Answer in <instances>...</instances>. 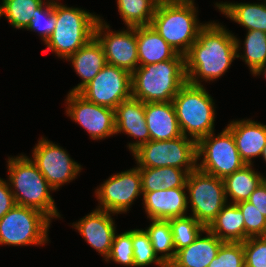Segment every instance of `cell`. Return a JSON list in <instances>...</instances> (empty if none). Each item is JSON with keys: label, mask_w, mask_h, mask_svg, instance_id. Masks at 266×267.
Instances as JSON below:
<instances>
[{"label": "cell", "mask_w": 266, "mask_h": 267, "mask_svg": "<svg viewBox=\"0 0 266 267\" xmlns=\"http://www.w3.org/2000/svg\"><path fill=\"white\" fill-rule=\"evenodd\" d=\"M245 224V240L250 237H266V218L248 201L237 203Z\"/></svg>", "instance_id": "obj_37"}, {"label": "cell", "mask_w": 266, "mask_h": 267, "mask_svg": "<svg viewBox=\"0 0 266 267\" xmlns=\"http://www.w3.org/2000/svg\"><path fill=\"white\" fill-rule=\"evenodd\" d=\"M208 267H245L243 242H223Z\"/></svg>", "instance_id": "obj_36"}, {"label": "cell", "mask_w": 266, "mask_h": 267, "mask_svg": "<svg viewBox=\"0 0 266 267\" xmlns=\"http://www.w3.org/2000/svg\"><path fill=\"white\" fill-rule=\"evenodd\" d=\"M189 246L176 252L174 260L183 267H208L209 263L217 256L221 241L208 228Z\"/></svg>", "instance_id": "obj_23"}, {"label": "cell", "mask_w": 266, "mask_h": 267, "mask_svg": "<svg viewBox=\"0 0 266 267\" xmlns=\"http://www.w3.org/2000/svg\"><path fill=\"white\" fill-rule=\"evenodd\" d=\"M139 168L176 167L188 173L197 168V142L184 135L171 140L149 142L133 153Z\"/></svg>", "instance_id": "obj_7"}, {"label": "cell", "mask_w": 266, "mask_h": 267, "mask_svg": "<svg viewBox=\"0 0 266 267\" xmlns=\"http://www.w3.org/2000/svg\"><path fill=\"white\" fill-rule=\"evenodd\" d=\"M262 185L266 188V177L262 174Z\"/></svg>", "instance_id": "obj_45"}, {"label": "cell", "mask_w": 266, "mask_h": 267, "mask_svg": "<svg viewBox=\"0 0 266 267\" xmlns=\"http://www.w3.org/2000/svg\"><path fill=\"white\" fill-rule=\"evenodd\" d=\"M44 2V0H2L0 17L5 16L13 28L26 29L33 18V13Z\"/></svg>", "instance_id": "obj_30"}, {"label": "cell", "mask_w": 266, "mask_h": 267, "mask_svg": "<svg viewBox=\"0 0 266 267\" xmlns=\"http://www.w3.org/2000/svg\"><path fill=\"white\" fill-rule=\"evenodd\" d=\"M142 196L147 192L186 188L188 172L176 167L139 168Z\"/></svg>", "instance_id": "obj_26"}, {"label": "cell", "mask_w": 266, "mask_h": 267, "mask_svg": "<svg viewBox=\"0 0 266 267\" xmlns=\"http://www.w3.org/2000/svg\"><path fill=\"white\" fill-rule=\"evenodd\" d=\"M79 94L89 102L115 109L132 97L131 73L106 64Z\"/></svg>", "instance_id": "obj_11"}, {"label": "cell", "mask_w": 266, "mask_h": 267, "mask_svg": "<svg viewBox=\"0 0 266 267\" xmlns=\"http://www.w3.org/2000/svg\"><path fill=\"white\" fill-rule=\"evenodd\" d=\"M66 114L82 126L93 140L115 135V110L87 101L79 93L69 92Z\"/></svg>", "instance_id": "obj_15"}, {"label": "cell", "mask_w": 266, "mask_h": 267, "mask_svg": "<svg viewBox=\"0 0 266 267\" xmlns=\"http://www.w3.org/2000/svg\"><path fill=\"white\" fill-rule=\"evenodd\" d=\"M245 267H266V237H250L243 242Z\"/></svg>", "instance_id": "obj_38"}, {"label": "cell", "mask_w": 266, "mask_h": 267, "mask_svg": "<svg viewBox=\"0 0 266 267\" xmlns=\"http://www.w3.org/2000/svg\"><path fill=\"white\" fill-rule=\"evenodd\" d=\"M101 17L96 23L94 37L101 44L106 63L125 69L131 74L139 66L136 27L112 31Z\"/></svg>", "instance_id": "obj_14"}, {"label": "cell", "mask_w": 266, "mask_h": 267, "mask_svg": "<svg viewBox=\"0 0 266 267\" xmlns=\"http://www.w3.org/2000/svg\"><path fill=\"white\" fill-rule=\"evenodd\" d=\"M227 128L235 139L242 160L246 165H253L252 159L260 157L266 146V125L242 119L231 121Z\"/></svg>", "instance_id": "obj_19"}, {"label": "cell", "mask_w": 266, "mask_h": 267, "mask_svg": "<svg viewBox=\"0 0 266 267\" xmlns=\"http://www.w3.org/2000/svg\"><path fill=\"white\" fill-rule=\"evenodd\" d=\"M114 110L115 134L122 132L137 139L127 146L131 153L150 141L143 101L131 97L122 101Z\"/></svg>", "instance_id": "obj_17"}, {"label": "cell", "mask_w": 266, "mask_h": 267, "mask_svg": "<svg viewBox=\"0 0 266 267\" xmlns=\"http://www.w3.org/2000/svg\"><path fill=\"white\" fill-rule=\"evenodd\" d=\"M150 140L165 141L182 136L172 101L145 103Z\"/></svg>", "instance_id": "obj_20"}, {"label": "cell", "mask_w": 266, "mask_h": 267, "mask_svg": "<svg viewBox=\"0 0 266 267\" xmlns=\"http://www.w3.org/2000/svg\"><path fill=\"white\" fill-rule=\"evenodd\" d=\"M134 267L159 265L161 259L155 254L150 238L144 229L132 230Z\"/></svg>", "instance_id": "obj_33"}, {"label": "cell", "mask_w": 266, "mask_h": 267, "mask_svg": "<svg viewBox=\"0 0 266 267\" xmlns=\"http://www.w3.org/2000/svg\"><path fill=\"white\" fill-rule=\"evenodd\" d=\"M139 66L173 59L178 53L151 26H137Z\"/></svg>", "instance_id": "obj_22"}, {"label": "cell", "mask_w": 266, "mask_h": 267, "mask_svg": "<svg viewBox=\"0 0 266 267\" xmlns=\"http://www.w3.org/2000/svg\"><path fill=\"white\" fill-rule=\"evenodd\" d=\"M263 3L216 2L215 6L226 17L246 28L247 31L266 32V0Z\"/></svg>", "instance_id": "obj_24"}, {"label": "cell", "mask_w": 266, "mask_h": 267, "mask_svg": "<svg viewBox=\"0 0 266 267\" xmlns=\"http://www.w3.org/2000/svg\"><path fill=\"white\" fill-rule=\"evenodd\" d=\"M156 4L174 3L181 0H153Z\"/></svg>", "instance_id": "obj_43"}, {"label": "cell", "mask_w": 266, "mask_h": 267, "mask_svg": "<svg viewBox=\"0 0 266 267\" xmlns=\"http://www.w3.org/2000/svg\"><path fill=\"white\" fill-rule=\"evenodd\" d=\"M9 186L17 205L36 209L50 220L60 218L50 192L54 189L26 155L8 157Z\"/></svg>", "instance_id": "obj_3"}, {"label": "cell", "mask_w": 266, "mask_h": 267, "mask_svg": "<svg viewBox=\"0 0 266 267\" xmlns=\"http://www.w3.org/2000/svg\"><path fill=\"white\" fill-rule=\"evenodd\" d=\"M158 267H183L179 265L175 260H161Z\"/></svg>", "instance_id": "obj_41"}, {"label": "cell", "mask_w": 266, "mask_h": 267, "mask_svg": "<svg viewBox=\"0 0 266 267\" xmlns=\"http://www.w3.org/2000/svg\"><path fill=\"white\" fill-rule=\"evenodd\" d=\"M172 103L181 132L185 137L190 136L198 142L214 131L215 103L203 85L186 82L173 98Z\"/></svg>", "instance_id": "obj_6"}, {"label": "cell", "mask_w": 266, "mask_h": 267, "mask_svg": "<svg viewBox=\"0 0 266 267\" xmlns=\"http://www.w3.org/2000/svg\"><path fill=\"white\" fill-rule=\"evenodd\" d=\"M31 160L55 191L74 180L82 169L65 149L44 137L33 148Z\"/></svg>", "instance_id": "obj_13"}, {"label": "cell", "mask_w": 266, "mask_h": 267, "mask_svg": "<svg viewBox=\"0 0 266 267\" xmlns=\"http://www.w3.org/2000/svg\"><path fill=\"white\" fill-rule=\"evenodd\" d=\"M172 234L175 252L193 243L206 227L193 216H184L168 219Z\"/></svg>", "instance_id": "obj_32"}, {"label": "cell", "mask_w": 266, "mask_h": 267, "mask_svg": "<svg viewBox=\"0 0 266 267\" xmlns=\"http://www.w3.org/2000/svg\"><path fill=\"white\" fill-rule=\"evenodd\" d=\"M247 201L253 204V206H255L266 218V188L262 185V183L249 196Z\"/></svg>", "instance_id": "obj_40"}, {"label": "cell", "mask_w": 266, "mask_h": 267, "mask_svg": "<svg viewBox=\"0 0 266 267\" xmlns=\"http://www.w3.org/2000/svg\"><path fill=\"white\" fill-rule=\"evenodd\" d=\"M201 157L202 161L197 164V168L221 179L246 165L227 127L217 136L213 131L197 142V160H201Z\"/></svg>", "instance_id": "obj_10"}, {"label": "cell", "mask_w": 266, "mask_h": 267, "mask_svg": "<svg viewBox=\"0 0 266 267\" xmlns=\"http://www.w3.org/2000/svg\"><path fill=\"white\" fill-rule=\"evenodd\" d=\"M67 61H71L75 72L82 79V82L69 91L72 93H79L107 64L103 48L95 37L78 49Z\"/></svg>", "instance_id": "obj_21"}, {"label": "cell", "mask_w": 266, "mask_h": 267, "mask_svg": "<svg viewBox=\"0 0 266 267\" xmlns=\"http://www.w3.org/2000/svg\"><path fill=\"white\" fill-rule=\"evenodd\" d=\"M261 157H262L263 160L266 162V146H265L264 149L262 150Z\"/></svg>", "instance_id": "obj_44"}, {"label": "cell", "mask_w": 266, "mask_h": 267, "mask_svg": "<svg viewBox=\"0 0 266 267\" xmlns=\"http://www.w3.org/2000/svg\"><path fill=\"white\" fill-rule=\"evenodd\" d=\"M117 264L134 267L133 246H132V230L114 235L113 243L106 259Z\"/></svg>", "instance_id": "obj_35"}, {"label": "cell", "mask_w": 266, "mask_h": 267, "mask_svg": "<svg viewBox=\"0 0 266 267\" xmlns=\"http://www.w3.org/2000/svg\"><path fill=\"white\" fill-rule=\"evenodd\" d=\"M151 222L152 223L145 231L150 238L155 254L161 260H174L176 252L173 245V234L169 221L151 220ZM159 253L162 254L159 256Z\"/></svg>", "instance_id": "obj_31"}, {"label": "cell", "mask_w": 266, "mask_h": 267, "mask_svg": "<svg viewBox=\"0 0 266 267\" xmlns=\"http://www.w3.org/2000/svg\"><path fill=\"white\" fill-rule=\"evenodd\" d=\"M193 0L158 4L151 26L178 53L186 55L205 25L197 18Z\"/></svg>", "instance_id": "obj_5"}, {"label": "cell", "mask_w": 266, "mask_h": 267, "mask_svg": "<svg viewBox=\"0 0 266 267\" xmlns=\"http://www.w3.org/2000/svg\"><path fill=\"white\" fill-rule=\"evenodd\" d=\"M223 242H244V216L237 204L227 203L207 227Z\"/></svg>", "instance_id": "obj_25"}, {"label": "cell", "mask_w": 266, "mask_h": 267, "mask_svg": "<svg viewBox=\"0 0 266 267\" xmlns=\"http://www.w3.org/2000/svg\"><path fill=\"white\" fill-rule=\"evenodd\" d=\"M253 166L245 165L223 179L226 199L229 196L232 200L231 203L247 201L255 189L261 185L262 175L253 170Z\"/></svg>", "instance_id": "obj_27"}, {"label": "cell", "mask_w": 266, "mask_h": 267, "mask_svg": "<svg viewBox=\"0 0 266 267\" xmlns=\"http://www.w3.org/2000/svg\"><path fill=\"white\" fill-rule=\"evenodd\" d=\"M54 14L55 28L45 42L47 50L42 52L50 50L58 58L67 60L94 37L100 16L81 8L62 5L57 0L54 1Z\"/></svg>", "instance_id": "obj_4"}, {"label": "cell", "mask_w": 266, "mask_h": 267, "mask_svg": "<svg viewBox=\"0 0 266 267\" xmlns=\"http://www.w3.org/2000/svg\"><path fill=\"white\" fill-rule=\"evenodd\" d=\"M264 74V77H266V63H264L263 65H261L256 71L253 72L254 76H259L261 74Z\"/></svg>", "instance_id": "obj_42"}, {"label": "cell", "mask_w": 266, "mask_h": 267, "mask_svg": "<svg viewBox=\"0 0 266 267\" xmlns=\"http://www.w3.org/2000/svg\"><path fill=\"white\" fill-rule=\"evenodd\" d=\"M186 188H173L147 192L143 195V205L150 220H168L187 216Z\"/></svg>", "instance_id": "obj_18"}, {"label": "cell", "mask_w": 266, "mask_h": 267, "mask_svg": "<svg viewBox=\"0 0 266 267\" xmlns=\"http://www.w3.org/2000/svg\"><path fill=\"white\" fill-rule=\"evenodd\" d=\"M235 58L236 36L219 23H205L185 55L187 82L203 85L202 79L214 81L227 72Z\"/></svg>", "instance_id": "obj_1"}, {"label": "cell", "mask_w": 266, "mask_h": 267, "mask_svg": "<svg viewBox=\"0 0 266 267\" xmlns=\"http://www.w3.org/2000/svg\"><path fill=\"white\" fill-rule=\"evenodd\" d=\"M55 22L54 2L48 0L35 10L26 30L38 32L45 43L54 31Z\"/></svg>", "instance_id": "obj_34"}, {"label": "cell", "mask_w": 266, "mask_h": 267, "mask_svg": "<svg viewBox=\"0 0 266 267\" xmlns=\"http://www.w3.org/2000/svg\"><path fill=\"white\" fill-rule=\"evenodd\" d=\"M51 220L42 212L15 205L0 219V245H45Z\"/></svg>", "instance_id": "obj_8"}, {"label": "cell", "mask_w": 266, "mask_h": 267, "mask_svg": "<svg viewBox=\"0 0 266 267\" xmlns=\"http://www.w3.org/2000/svg\"><path fill=\"white\" fill-rule=\"evenodd\" d=\"M187 82L185 56L138 66L131 74L132 97L144 103L170 102Z\"/></svg>", "instance_id": "obj_2"}, {"label": "cell", "mask_w": 266, "mask_h": 267, "mask_svg": "<svg viewBox=\"0 0 266 267\" xmlns=\"http://www.w3.org/2000/svg\"><path fill=\"white\" fill-rule=\"evenodd\" d=\"M111 216L113 213L96 208L72 224L83 239L105 259L109 255L116 233L114 218Z\"/></svg>", "instance_id": "obj_16"}, {"label": "cell", "mask_w": 266, "mask_h": 267, "mask_svg": "<svg viewBox=\"0 0 266 267\" xmlns=\"http://www.w3.org/2000/svg\"><path fill=\"white\" fill-rule=\"evenodd\" d=\"M99 202L97 209L113 214L129 211L134 200L142 194V178L139 167L111 175L95 190Z\"/></svg>", "instance_id": "obj_12"}, {"label": "cell", "mask_w": 266, "mask_h": 267, "mask_svg": "<svg viewBox=\"0 0 266 267\" xmlns=\"http://www.w3.org/2000/svg\"><path fill=\"white\" fill-rule=\"evenodd\" d=\"M118 12L127 27L149 26L158 4L153 0H116Z\"/></svg>", "instance_id": "obj_28"}, {"label": "cell", "mask_w": 266, "mask_h": 267, "mask_svg": "<svg viewBox=\"0 0 266 267\" xmlns=\"http://www.w3.org/2000/svg\"><path fill=\"white\" fill-rule=\"evenodd\" d=\"M186 190L189 194L187 203L191 205V216L206 228L228 202L223 179L198 168L188 174Z\"/></svg>", "instance_id": "obj_9"}, {"label": "cell", "mask_w": 266, "mask_h": 267, "mask_svg": "<svg viewBox=\"0 0 266 267\" xmlns=\"http://www.w3.org/2000/svg\"><path fill=\"white\" fill-rule=\"evenodd\" d=\"M239 39L236 37L237 58H241L249 67L250 71H256L261 65L266 63V32L259 30L247 31L244 41V54L240 55L241 49Z\"/></svg>", "instance_id": "obj_29"}, {"label": "cell", "mask_w": 266, "mask_h": 267, "mask_svg": "<svg viewBox=\"0 0 266 267\" xmlns=\"http://www.w3.org/2000/svg\"><path fill=\"white\" fill-rule=\"evenodd\" d=\"M15 205L8 181L0 178V219Z\"/></svg>", "instance_id": "obj_39"}]
</instances>
